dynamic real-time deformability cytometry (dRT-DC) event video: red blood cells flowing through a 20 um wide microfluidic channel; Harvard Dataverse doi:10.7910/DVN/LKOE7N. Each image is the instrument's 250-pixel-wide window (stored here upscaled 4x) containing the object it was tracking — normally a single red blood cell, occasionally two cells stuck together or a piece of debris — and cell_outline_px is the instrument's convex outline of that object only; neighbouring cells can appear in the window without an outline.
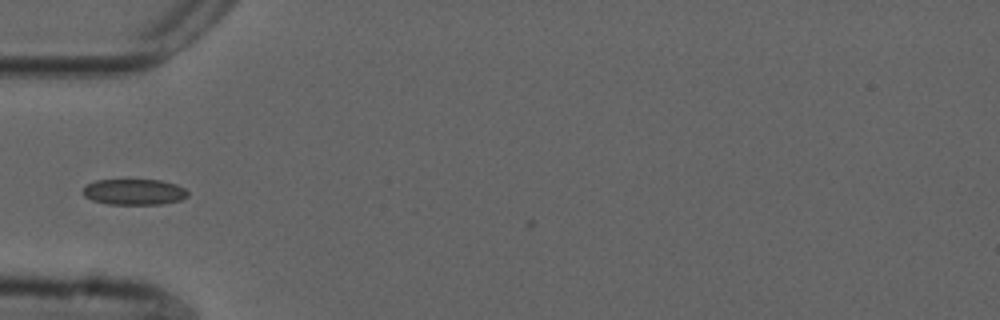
{"species": "common noctule bat (a hibernating species)", "species_latin": "Nyctalus noctula", "temperature_condition": "cold", "stored_images_in_passage": 5, "camera_frame_rate_fps": 3000, "um_per_image_px": 0.085, "animal": {"sex": "male", "forearm_length_mm": 52.5}, "frame": {"image": 1, "passage_image": 3, "time_ms": 0.667, "image_size_px": [1000, 320], "cell_outline_px": [[188, 196], [180, 200], [160, 204], [108, 204], [92, 200], [84, 196], [84, 188], [88, 184], [96, 180], [160, 180], [176, 184], [184, 188], [188, 192]], "centroid_in_image_um": [11.42, 16.31], "position_along_channel_um": 73.6, "area_um2": 15.66}}